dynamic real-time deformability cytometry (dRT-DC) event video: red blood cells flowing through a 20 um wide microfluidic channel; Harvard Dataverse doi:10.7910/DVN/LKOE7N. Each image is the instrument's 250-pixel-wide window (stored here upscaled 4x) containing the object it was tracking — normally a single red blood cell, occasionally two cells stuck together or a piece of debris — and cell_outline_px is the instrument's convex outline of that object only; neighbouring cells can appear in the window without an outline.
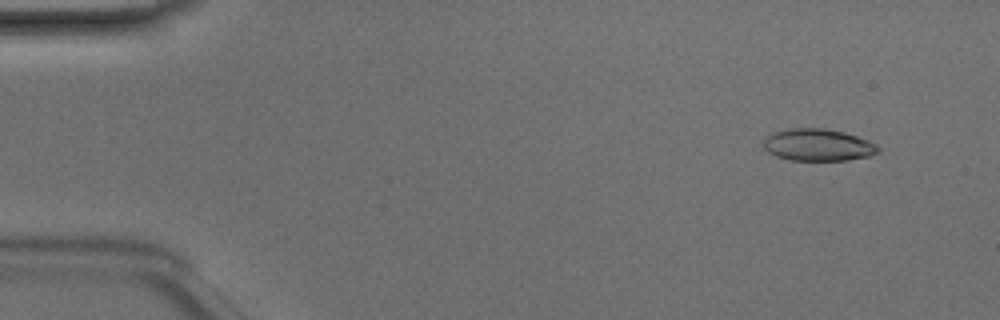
{"species": "Egyptian fruit bat (a non-hibernating species)", "species_latin": "Rousettus aegyptiacus", "temperature_condition": "room temperature", "stored_images_in_passage": 48, "camera_frame_rate_fps": 3000, "um_per_image_px": 0.085, "animal": {"sex": "male"}, "frame": {"image": 1, "passage_image": 4, "time_ms": 1.0, "image_size_px": [1000, 320], "cell_outline_px": [[880, 152], [868, 156], [848, 160], [788, 160], [776, 156], [768, 152], [764, 148], [764, 140], [772, 132], [788, 128], [824, 128], [844, 132], [868, 140], [876, 144], [880, 148]], "centroid_in_image_um": [69.53, 12.31], "position_along_channel_um": 15.5, "area_um2": 21.5}}
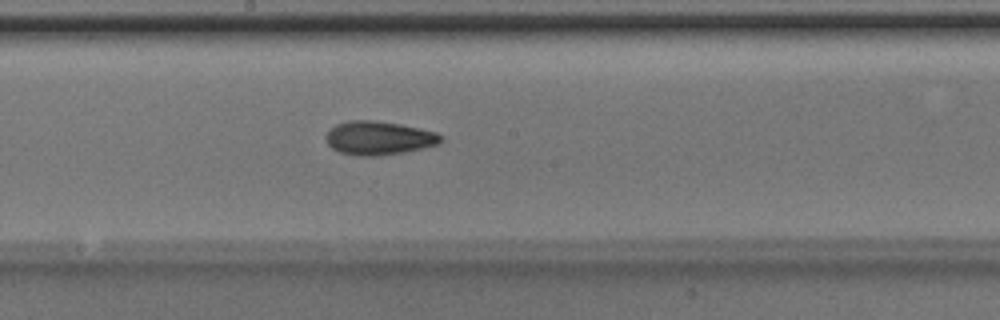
{"frame": {"image": 2, "passage_image": 26, "time_ms": 8.333, "image_size_px": [1000, 320], "cell_outline_px": [[444, 136], [436, 144], [424, 148], [404, 152], [380, 156], [360, 156], [340, 152], [332, 148], [328, 144], [328, 132], [336, 124], [348, 120], [372, 120], [400, 124], [420, 128], [436, 132]], "centroid_in_image_um": [32.22, 11.73], "position_along_channel_um": 216.0, "area_um2": 22.37}}
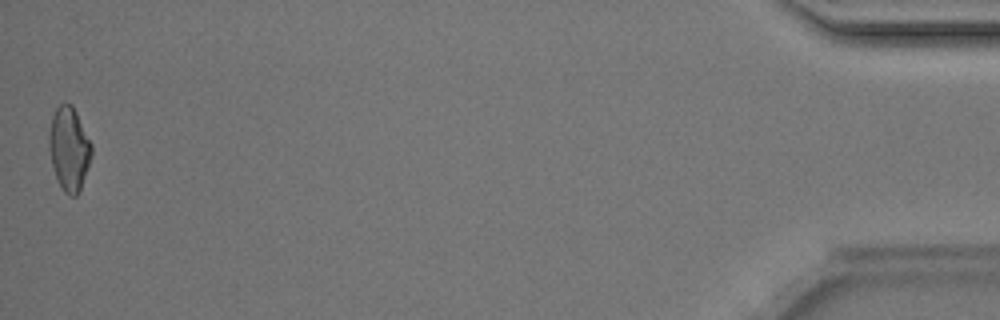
{"frame": {"image": 3, "passage_image": 48, "time_ms": 15.667, "image_size_px": [1000, 320], "cell_outline_px": [[92, 156], [80, 192], [76, 196], [68, 196], [64, 192], [56, 176], [52, 164], [48, 148], [48, 136], [52, 116], [56, 108], [64, 100], [72, 104], [92, 144]], "centroid_in_image_um": [5.87, 12.63], "position_along_channel_um": 429.3, "area_um2": 20.98}, "authors_computed_cell_mechanics": {"area_um2": 21.4438, "velocity_mm_per_s": 4.1883, "shape_relaxation_time_tau1_ms": 3.2052, "shape_relaxation_time_tau2_ms": 4.4441, "deformation_change_tau1": 0.1295, "deformation_change_tau2": 0.1157}}